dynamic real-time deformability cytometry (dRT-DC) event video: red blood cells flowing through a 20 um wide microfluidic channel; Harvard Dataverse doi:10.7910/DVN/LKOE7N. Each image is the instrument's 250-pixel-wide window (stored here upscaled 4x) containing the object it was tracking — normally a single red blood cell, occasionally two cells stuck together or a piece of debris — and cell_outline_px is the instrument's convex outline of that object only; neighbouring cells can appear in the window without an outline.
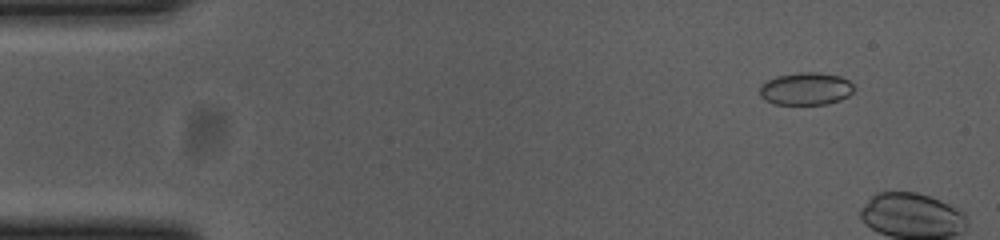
{"species": "common noctule bat (a hibernating species)", "species_latin": "Nyctalus noctula", "temperature_condition": "cold", "stored_images_in_passage": 10, "camera_frame_rate_fps": 3000, "um_per_image_px": 0.085, "animal": {"sex": "female", "body_mass_g": 23.0, "forearm_length_mm": 53.4}, "frame": {"image": 1, "passage_image": 6, "time_ms": 1.667, "image_size_px": [1000, 240], "cell_outline_px": [[852, 92], [848, 96], [840, 100], [828, 104], [772, 104], [764, 100], [760, 96], [760, 88], [768, 80], [776, 76], [800, 72], [816, 72], [840, 76], [848, 80], [852, 84]], "centroid_in_image_um": [68.49, 7.55], "position_along_channel_um": 16.5, "area_um2": 17.8}}